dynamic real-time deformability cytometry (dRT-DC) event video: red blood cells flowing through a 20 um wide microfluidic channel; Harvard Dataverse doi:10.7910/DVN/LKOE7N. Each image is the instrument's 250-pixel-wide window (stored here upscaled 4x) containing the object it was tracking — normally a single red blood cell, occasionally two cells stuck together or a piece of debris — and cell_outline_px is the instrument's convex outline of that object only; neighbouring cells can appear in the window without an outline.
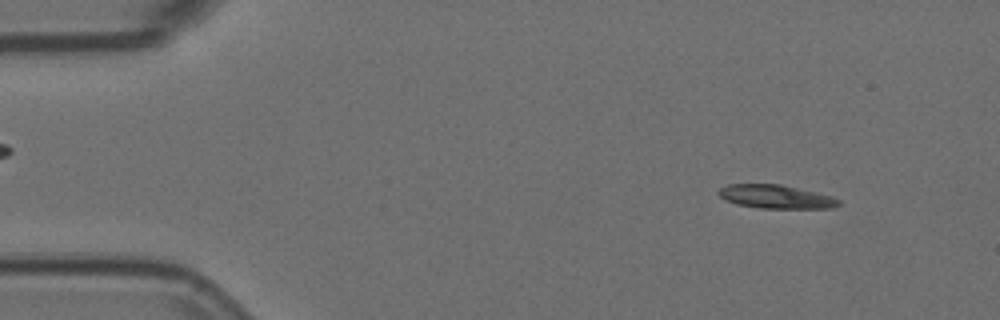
{"species": "Egyptian fruit bat (a non-hibernating species)", "species_latin": "Rousettus aegyptiacus", "temperature_condition": "room temperature", "stored_images_in_passage": 4, "camera_frame_rate_fps": 3000, "um_per_image_px": 0.085, "animal": {"sex": "female"}, "frame": {"image": 1, "passage_image": 1, "time_ms": 0.0, "image_size_px": [1000, 320], "cell_outline_px": [[840, 204], [832, 208], [760, 208], [736, 204], [724, 200], [716, 192], [720, 188], [728, 184], [780, 184], [816, 192], [832, 196], [840, 200]], "centroid_in_image_um": [65.92, 16.72], "position_along_channel_um": 19.1, "area_um2": 16.53}}
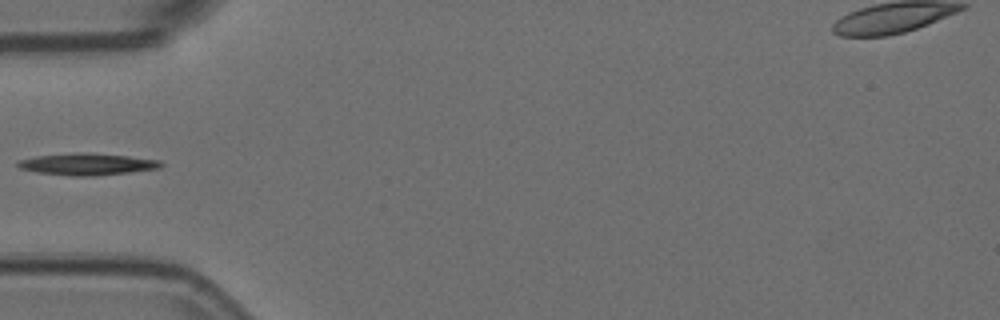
{"frame": {"image": 2, "passage_image": 3, "time_ms": 0.667, "image_size_px": [1000, 320], "cell_outline_px": [[164, 164], [160, 168], [96, 176], [72, 176], [36, 172], [20, 168], [16, 164], [20, 160], [36, 156], [80, 152], [84, 152], [128, 156], [160, 160]], "centroid_in_image_um": [7.42, 13.95], "position_along_channel_um": 77.6, "area_um2": 18.09}}
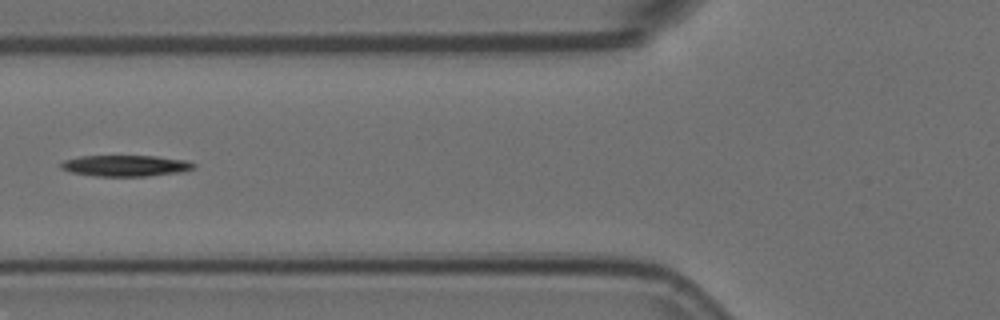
{"frame": {"image": 3, "passage_image": 4, "time_ms": 1.0, "image_size_px": [1000, 320], "cell_outline_px": [[196, 168], [184, 172], [148, 176], [96, 176], [72, 172], [60, 168], [60, 164], [64, 160], [80, 156], [156, 156], [184, 160], [196, 164]], "centroid_in_image_um": [10.71, 14.09], "position_along_channel_um": 115.1, "area_um2": 16.42}}